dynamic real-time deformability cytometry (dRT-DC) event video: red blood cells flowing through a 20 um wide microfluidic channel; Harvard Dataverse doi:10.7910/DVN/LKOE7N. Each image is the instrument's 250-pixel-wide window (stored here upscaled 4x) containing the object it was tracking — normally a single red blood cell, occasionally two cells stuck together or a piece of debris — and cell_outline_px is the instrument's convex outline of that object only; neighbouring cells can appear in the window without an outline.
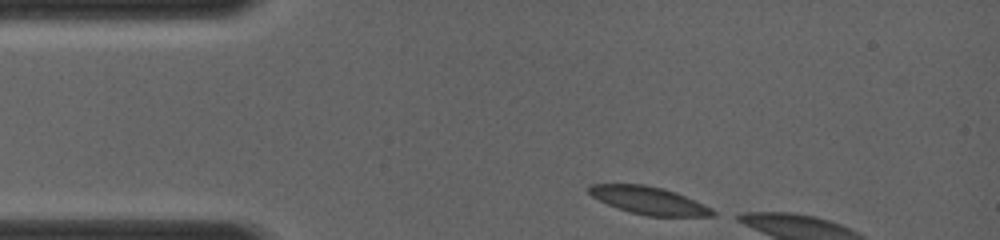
{"species": "common noctule bat (a hibernating species)", "species_latin": "Nyctalus noctula", "temperature_condition": "room temperature", "stored_images_in_passage": 4, "camera_frame_rate_fps": 4000, "um_per_image_px": 0.085, "animal": {"sex": "female", "body_mass_g": 19.0, "forearm_length_mm": 56.7}, "frame": {"image": 1, "passage_image": 1, "time_ms": 0.0, "image_size_px": [1000, 240], "cell_outline_px": [[716, 216], [648, 216], [628, 212], [608, 204], [592, 196], [588, 192], [588, 188], [592, 184], [644, 184], [664, 188], [676, 192], [704, 204], [712, 208], [716, 212]], "centroid_in_image_um": [55.18, 17.04], "position_along_channel_um": 29.8, "area_um2": 19.94}}